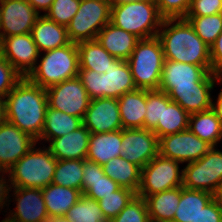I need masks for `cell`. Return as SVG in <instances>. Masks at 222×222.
<instances>
[{
  "instance_id": "1",
  "label": "cell",
  "mask_w": 222,
  "mask_h": 222,
  "mask_svg": "<svg viewBox=\"0 0 222 222\" xmlns=\"http://www.w3.org/2000/svg\"><path fill=\"white\" fill-rule=\"evenodd\" d=\"M6 121L37 141L43 131L48 99L46 89L22 78L4 99Z\"/></svg>"
},
{
  "instance_id": "2",
  "label": "cell",
  "mask_w": 222,
  "mask_h": 222,
  "mask_svg": "<svg viewBox=\"0 0 222 222\" xmlns=\"http://www.w3.org/2000/svg\"><path fill=\"white\" fill-rule=\"evenodd\" d=\"M164 59L211 68L210 46L184 18L164 19L158 31Z\"/></svg>"
},
{
  "instance_id": "3",
  "label": "cell",
  "mask_w": 222,
  "mask_h": 222,
  "mask_svg": "<svg viewBox=\"0 0 222 222\" xmlns=\"http://www.w3.org/2000/svg\"><path fill=\"white\" fill-rule=\"evenodd\" d=\"M43 55V56H42ZM40 60L26 77L33 84L42 88L61 83L78 76L79 53L77 43L40 53Z\"/></svg>"
},
{
  "instance_id": "4",
  "label": "cell",
  "mask_w": 222,
  "mask_h": 222,
  "mask_svg": "<svg viewBox=\"0 0 222 222\" xmlns=\"http://www.w3.org/2000/svg\"><path fill=\"white\" fill-rule=\"evenodd\" d=\"M163 20L154 0L111 5L110 23L139 39L156 37Z\"/></svg>"
},
{
  "instance_id": "5",
  "label": "cell",
  "mask_w": 222,
  "mask_h": 222,
  "mask_svg": "<svg viewBox=\"0 0 222 222\" xmlns=\"http://www.w3.org/2000/svg\"><path fill=\"white\" fill-rule=\"evenodd\" d=\"M43 144H36L9 170L12 187L45 188L53 181L57 159Z\"/></svg>"
},
{
  "instance_id": "6",
  "label": "cell",
  "mask_w": 222,
  "mask_h": 222,
  "mask_svg": "<svg viewBox=\"0 0 222 222\" xmlns=\"http://www.w3.org/2000/svg\"><path fill=\"white\" fill-rule=\"evenodd\" d=\"M89 98L118 99L125 93L136 90L130 67L125 60L116 58L105 73L79 69L78 76Z\"/></svg>"
},
{
  "instance_id": "7",
  "label": "cell",
  "mask_w": 222,
  "mask_h": 222,
  "mask_svg": "<svg viewBox=\"0 0 222 222\" xmlns=\"http://www.w3.org/2000/svg\"><path fill=\"white\" fill-rule=\"evenodd\" d=\"M164 60L163 47L157 36L137 42L127 60L137 89H159Z\"/></svg>"
},
{
  "instance_id": "8",
  "label": "cell",
  "mask_w": 222,
  "mask_h": 222,
  "mask_svg": "<svg viewBox=\"0 0 222 222\" xmlns=\"http://www.w3.org/2000/svg\"><path fill=\"white\" fill-rule=\"evenodd\" d=\"M110 15L108 0H81L77 13L67 26L70 42L95 40L100 30L110 22Z\"/></svg>"
},
{
  "instance_id": "9",
  "label": "cell",
  "mask_w": 222,
  "mask_h": 222,
  "mask_svg": "<svg viewBox=\"0 0 222 222\" xmlns=\"http://www.w3.org/2000/svg\"><path fill=\"white\" fill-rule=\"evenodd\" d=\"M212 147L202 158L183 167V187L218 196L222 189V151Z\"/></svg>"
},
{
  "instance_id": "10",
  "label": "cell",
  "mask_w": 222,
  "mask_h": 222,
  "mask_svg": "<svg viewBox=\"0 0 222 222\" xmlns=\"http://www.w3.org/2000/svg\"><path fill=\"white\" fill-rule=\"evenodd\" d=\"M180 162L158 154L141 169V183L137 196H147L183 185Z\"/></svg>"
},
{
  "instance_id": "11",
  "label": "cell",
  "mask_w": 222,
  "mask_h": 222,
  "mask_svg": "<svg viewBox=\"0 0 222 222\" xmlns=\"http://www.w3.org/2000/svg\"><path fill=\"white\" fill-rule=\"evenodd\" d=\"M48 106L83 120L90 98L78 77L46 88Z\"/></svg>"
},
{
  "instance_id": "12",
  "label": "cell",
  "mask_w": 222,
  "mask_h": 222,
  "mask_svg": "<svg viewBox=\"0 0 222 222\" xmlns=\"http://www.w3.org/2000/svg\"><path fill=\"white\" fill-rule=\"evenodd\" d=\"M212 146L192 133L189 128L159 139V154L181 164L202 158Z\"/></svg>"
},
{
  "instance_id": "13",
  "label": "cell",
  "mask_w": 222,
  "mask_h": 222,
  "mask_svg": "<svg viewBox=\"0 0 222 222\" xmlns=\"http://www.w3.org/2000/svg\"><path fill=\"white\" fill-rule=\"evenodd\" d=\"M122 157L141 169L159 154V138L144 128L122 129Z\"/></svg>"
},
{
  "instance_id": "14",
  "label": "cell",
  "mask_w": 222,
  "mask_h": 222,
  "mask_svg": "<svg viewBox=\"0 0 222 222\" xmlns=\"http://www.w3.org/2000/svg\"><path fill=\"white\" fill-rule=\"evenodd\" d=\"M1 56L24 78L36 66L40 52L31 33L12 35L0 40Z\"/></svg>"
},
{
  "instance_id": "15",
  "label": "cell",
  "mask_w": 222,
  "mask_h": 222,
  "mask_svg": "<svg viewBox=\"0 0 222 222\" xmlns=\"http://www.w3.org/2000/svg\"><path fill=\"white\" fill-rule=\"evenodd\" d=\"M16 207L8 209V216L1 222H46L49 219L40 188L12 187Z\"/></svg>"
},
{
  "instance_id": "16",
  "label": "cell",
  "mask_w": 222,
  "mask_h": 222,
  "mask_svg": "<svg viewBox=\"0 0 222 222\" xmlns=\"http://www.w3.org/2000/svg\"><path fill=\"white\" fill-rule=\"evenodd\" d=\"M1 39L31 33L39 14L27 0H0Z\"/></svg>"
},
{
  "instance_id": "17",
  "label": "cell",
  "mask_w": 222,
  "mask_h": 222,
  "mask_svg": "<svg viewBox=\"0 0 222 222\" xmlns=\"http://www.w3.org/2000/svg\"><path fill=\"white\" fill-rule=\"evenodd\" d=\"M210 74L202 66L165 59L159 90L168 94L172 89L195 88Z\"/></svg>"
},
{
  "instance_id": "18",
  "label": "cell",
  "mask_w": 222,
  "mask_h": 222,
  "mask_svg": "<svg viewBox=\"0 0 222 222\" xmlns=\"http://www.w3.org/2000/svg\"><path fill=\"white\" fill-rule=\"evenodd\" d=\"M82 121L90 133L123 129L118 99L105 97L91 99Z\"/></svg>"
},
{
  "instance_id": "19",
  "label": "cell",
  "mask_w": 222,
  "mask_h": 222,
  "mask_svg": "<svg viewBox=\"0 0 222 222\" xmlns=\"http://www.w3.org/2000/svg\"><path fill=\"white\" fill-rule=\"evenodd\" d=\"M37 141L5 121L0 126V170L8 171Z\"/></svg>"
},
{
  "instance_id": "20",
  "label": "cell",
  "mask_w": 222,
  "mask_h": 222,
  "mask_svg": "<svg viewBox=\"0 0 222 222\" xmlns=\"http://www.w3.org/2000/svg\"><path fill=\"white\" fill-rule=\"evenodd\" d=\"M220 83V78L212 73L197 87L186 89H172L168 96L178 103L189 114L203 112L212 107V94L216 84Z\"/></svg>"
},
{
  "instance_id": "21",
  "label": "cell",
  "mask_w": 222,
  "mask_h": 222,
  "mask_svg": "<svg viewBox=\"0 0 222 222\" xmlns=\"http://www.w3.org/2000/svg\"><path fill=\"white\" fill-rule=\"evenodd\" d=\"M90 134L82 125L73 132L51 139L47 148L57 160H86Z\"/></svg>"
},
{
  "instance_id": "22",
  "label": "cell",
  "mask_w": 222,
  "mask_h": 222,
  "mask_svg": "<svg viewBox=\"0 0 222 222\" xmlns=\"http://www.w3.org/2000/svg\"><path fill=\"white\" fill-rule=\"evenodd\" d=\"M121 186L105 175L103 167L83 160L82 194L96 201L119 190Z\"/></svg>"
},
{
  "instance_id": "23",
  "label": "cell",
  "mask_w": 222,
  "mask_h": 222,
  "mask_svg": "<svg viewBox=\"0 0 222 222\" xmlns=\"http://www.w3.org/2000/svg\"><path fill=\"white\" fill-rule=\"evenodd\" d=\"M96 39L113 57L125 61L129 59L140 40L134 34L118 28L110 22L100 30Z\"/></svg>"
},
{
  "instance_id": "24",
  "label": "cell",
  "mask_w": 222,
  "mask_h": 222,
  "mask_svg": "<svg viewBox=\"0 0 222 222\" xmlns=\"http://www.w3.org/2000/svg\"><path fill=\"white\" fill-rule=\"evenodd\" d=\"M122 129L113 132L91 133L86 160L101 166L112 158L122 156Z\"/></svg>"
},
{
  "instance_id": "25",
  "label": "cell",
  "mask_w": 222,
  "mask_h": 222,
  "mask_svg": "<svg viewBox=\"0 0 222 222\" xmlns=\"http://www.w3.org/2000/svg\"><path fill=\"white\" fill-rule=\"evenodd\" d=\"M31 35L40 53L70 43L67 27L50 20L43 13L34 24Z\"/></svg>"
},
{
  "instance_id": "26",
  "label": "cell",
  "mask_w": 222,
  "mask_h": 222,
  "mask_svg": "<svg viewBox=\"0 0 222 222\" xmlns=\"http://www.w3.org/2000/svg\"><path fill=\"white\" fill-rule=\"evenodd\" d=\"M123 129L144 128L146 90L136 89L118 98Z\"/></svg>"
},
{
  "instance_id": "27",
  "label": "cell",
  "mask_w": 222,
  "mask_h": 222,
  "mask_svg": "<svg viewBox=\"0 0 222 222\" xmlns=\"http://www.w3.org/2000/svg\"><path fill=\"white\" fill-rule=\"evenodd\" d=\"M42 194L49 218L64 217L83 195L80 190L53 183L42 188Z\"/></svg>"
},
{
  "instance_id": "28",
  "label": "cell",
  "mask_w": 222,
  "mask_h": 222,
  "mask_svg": "<svg viewBox=\"0 0 222 222\" xmlns=\"http://www.w3.org/2000/svg\"><path fill=\"white\" fill-rule=\"evenodd\" d=\"M181 197V186L145 198L150 222H172Z\"/></svg>"
},
{
  "instance_id": "29",
  "label": "cell",
  "mask_w": 222,
  "mask_h": 222,
  "mask_svg": "<svg viewBox=\"0 0 222 222\" xmlns=\"http://www.w3.org/2000/svg\"><path fill=\"white\" fill-rule=\"evenodd\" d=\"M189 117L188 112L163 92L162 123H158L152 131L159 139L170 134L179 133L188 129Z\"/></svg>"
},
{
  "instance_id": "30",
  "label": "cell",
  "mask_w": 222,
  "mask_h": 222,
  "mask_svg": "<svg viewBox=\"0 0 222 222\" xmlns=\"http://www.w3.org/2000/svg\"><path fill=\"white\" fill-rule=\"evenodd\" d=\"M82 125L83 121L81 118L55 110L48 106L43 131L38 141L41 142L43 140V145L44 141L48 143L51 139L73 132Z\"/></svg>"
},
{
  "instance_id": "31",
  "label": "cell",
  "mask_w": 222,
  "mask_h": 222,
  "mask_svg": "<svg viewBox=\"0 0 222 222\" xmlns=\"http://www.w3.org/2000/svg\"><path fill=\"white\" fill-rule=\"evenodd\" d=\"M79 69L93 70L99 74L110 68L116 58L105 50L97 39L77 43Z\"/></svg>"
},
{
  "instance_id": "32",
  "label": "cell",
  "mask_w": 222,
  "mask_h": 222,
  "mask_svg": "<svg viewBox=\"0 0 222 222\" xmlns=\"http://www.w3.org/2000/svg\"><path fill=\"white\" fill-rule=\"evenodd\" d=\"M105 175L117 182L121 187L138 192L141 183V168L122 156L109 160L102 166Z\"/></svg>"
},
{
  "instance_id": "33",
  "label": "cell",
  "mask_w": 222,
  "mask_h": 222,
  "mask_svg": "<svg viewBox=\"0 0 222 222\" xmlns=\"http://www.w3.org/2000/svg\"><path fill=\"white\" fill-rule=\"evenodd\" d=\"M188 128L212 147L222 140V124L212 109L190 114Z\"/></svg>"
},
{
  "instance_id": "34",
  "label": "cell",
  "mask_w": 222,
  "mask_h": 222,
  "mask_svg": "<svg viewBox=\"0 0 222 222\" xmlns=\"http://www.w3.org/2000/svg\"><path fill=\"white\" fill-rule=\"evenodd\" d=\"M214 197L215 195L212 193L181 186L180 202L172 222H193L201 209Z\"/></svg>"
},
{
  "instance_id": "35",
  "label": "cell",
  "mask_w": 222,
  "mask_h": 222,
  "mask_svg": "<svg viewBox=\"0 0 222 222\" xmlns=\"http://www.w3.org/2000/svg\"><path fill=\"white\" fill-rule=\"evenodd\" d=\"M83 160H57L53 184L82 192Z\"/></svg>"
},
{
  "instance_id": "36",
  "label": "cell",
  "mask_w": 222,
  "mask_h": 222,
  "mask_svg": "<svg viewBox=\"0 0 222 222\" xmlns=\"http://www.w3.org/2000/svg\"><path fill=\"white\" fill-rule=\"evenodd\" d=\"M195 33L211 46L222 32V13L207 16H186Z\"/></svg>"
},
{
  "instance_id": "37",
  "label": "cell",
  "mask_w": 222,
  "mask_h": 222,
  "mask_svg": "<svg viewBox=\"0 0 222 222\" xmlns=\"http://www.w3.org/2000/svg\"><path fill=\"white\" fill-rule=\"evenodd\" d=\"M69 222H108L96 200L82 195L64 216Z\"/></svg>"
},
{
  "instance_id": "38",
  "label": "cell",
  "mask_w": 222,
  "mask_h": 222,
  "mask_svg": "<svg viewBox=\"0 0 222 222\" xmlns=\"http://www.w3.org/2000/svg\"><path fill=\"white\" fill-rule=\"evenodd\" d=\"M137 195L131 189L121 187L108 196H103L98 200L99 207L107 221L115 218L125 206Z\"/></svg>"
},
{
  "instance_id": "39",
  "label": "cell",
  "mask_w": 222,
  "mask_h": 222,
  "mask_svg": "<svg viewBox=\"0 0 222 222\" xmlns=\"http://www.w3.org/2000/svg\"><path fill=\"white\" fill-rule=\"evenodd\" d=\"M163 91L146 90V113L144 129L153 130L158 123H162Z\"/></svg>"
},
{
  "instance_id": "40",
  "label": "cell",
  "mask_w": 222,
  "mask_h": 222,
  "mask_svg": "<svg viewBox=\"0 0 222 222\" xmlns=\"http://www.w3.org/2000/svg\"><path fill=\"white\" fill-rule=\"evenodd\" d=\"M81 0H54L45 16L59 25L67 27L77 13Z\"/></svg>"
},
{
  "instance_id": "41",
  "label": "cell",
  "mask_w": 222,
  "mask_h": 222,
  "mask_svg": "<svg viewBox=\"0 0 222 222\" xmlns=\"http://www.w3.org/2000/svg\"><path fill=\"white\" fill-rule=\"evenodd\" d=\"M108 222H150L146 200L136 195L115 218Z\"/></svg>"
},
{
  "instance_id": "42",
  "label": "cell",
  "mask_w": 222,
  "mask_h": 222,
  "mask_svg": "<svg viewBox=\"0 0 222 222\" xmlns=\"http://www.w3.org/2000/svg\"><path fill=\"white\" fill-rule=\"evenodd\" d=\"M164 19L185 18L191 0H154Z\"/></svg>"
},
{
  "instance_id": "43",
  "label": "cell",
  "mask_w": 222,
  "mask_h": 222,
  "mask_svg": "<svg viewBox=\"0 0 222 222\" xmlns=\"http://www.w3.org/2000/svg\"><path fill=\"white\" fill-rule=\"evenodd\" d=\"M23 77L3 57H0V100H4L7 94Z\"/></svg>"
},
{
  "instance_id": "44",
  "label": "cell",
  "mask_w": 222,
  "mask_h": 222,
  "mask_svg": "<svg viewBox=\"0 0 222 222\" xmlns=\"http://www.w3.org/2000/svg\"><path fill=\"white\" fill-rule=\"evenodd\" d=\"M222 13V0H191L186 16H207Z\"/></svg>"
},
{
  "instance_id": "45",
  "label": "cell",
  "mask_w": 222,
  "mask_h": 222,
  "mask_svg": "<svg viewBox=\"0 0 222 222\" xmlns=\"http://www.w3.org/2000/svg\"><path fill=\"white\" fill-rule=\"evenodd\" d=\"M193 222H222V203L218 196H215L197 214Z\"/></svg>"
},
{
  "instance_id": "46",
  "label": "cell",
  "mask_w": 222,
  "mask_h": 222,
  "mask_svg": "<svg viewBox=\"0 0 222 222\" xmlns=\"http://www.w3.org/2000/svg\"><path fill=\"white\" fill-rule=\"evenodd\" d=\"M211 68L210 72L222 77V32L218 35L215 42L210 46Z\"/></svg>"
},
{
  "instance_id": "47",
  "label": "cell",
  "mask_w": 222,
  "mask_h": 222,
  "mask_svg": "<svg viewBox=\"0 0 222 222\" xmlns=\"http://www.w3.org/2000/svg\"><path fill=\"white\" fill-rule=\"evenodd\" d=\"M5 174H7V175H5ZM10 192H12V185H11L9 172L4 171V170H0V212L5 207H7V209H6V211L4 210V212H7L10 202L12 201L10 198V197H12Z\"/></svg>"
},
{
  "instance_id": "48",
  "label": "cell",
  "mask_w": 222,
  "mask_h": 222,
  "mask_svg": "<svg viewBox=\"0 0 222 222\" xmlns=\"http://www.w3.org/2000/svg\"><path fill=\"white\" fill-rule=\"evenodd\" d=\"M54 0H27V2L40 14L43 11V15L51 7Z\"/></svg>"
},
{
  "instance_id": "49",
  "label": "cell",
  "mask_w": 222,
  "mask_h": 222,
  "mask_svg": "<svg viewBox=\"0 0 222 222\" xmlns=\"http://www.w3.org/2000/svg\"><path fill=\"white\" fill-rule=\"evenodd\" d=\"M211 109L215 112L216 116L220 120L222 124V89L218 93V97L214 101V98H212V107Z\"/></svg>"
},
{
  "instance_id": "50",
  "label": "cell",
  "mask_w": 222,
  "mask_h": 222,
  "mask_svg": "<svg viewBox=\"0 0 222 222\" xmlns=\"http://www.w3.org/2000/svg\"><path fill=\"white\" fill-rule=\"evenodd\" d=\"M6 121L5 103L0 100V126Z\"/></svg>"
},
{
  "instance_id": "51",
  "label": "cell",
  "mask_w": 222,
  "mask_h": 222,
  "mask_svg": "<svg viewBox=\"0 0 222 222\" xmlns=\"http://www.w3.org/2000/svg\"><path fill=\"white\" fill-rule=\"evenodd\" d=\"M110 2L111 5H118L121 3H128V2H133V1H137V0H108Z\"/></svg>"
},
{
  "instance_id": "52",
  "label": "cell",
  "mask_w": 222,
  "mask_h": 222,
  "mask_svg": "<svg viewBox=\"0 0 222 222\" xmlns=\"http://www.w3.org/2000/svg\"><path fill=\"white\" fill-rule=\"evenodd\" d=\"M46 222H69L65 217L49 218Z\"/></svg>"
},
{
  "instance_id": "53",
  "label": "cell",
  "mask_w": 222,
  "mask_h": 222,
  "mask_svg": "<svg viewBox=\"0 0 222 222\" xmlns=\"http://www.w3.org/2000/svg\"><path fill=\"white\" fill-rule=\"evenodd\" d=\"M218 197H219V199L221 200V203H222V189H221V191H220Z\"/></svg>"
},
{
  "instance_id": "54",
  "label": "cell",
  "mask_w": 222,
  "mask_h": 222,
  "mask_svg": "<svg viewBox=\"0 0 222 222\" xmlns=\"http://www.w3.org/2000/svg\"><path fill=\"white\" fill-rule=\"evenodd\" d=\"M0 17H1V12H0ZM0 40H1V18H0Z\"/></svg>"
}]
</instances>
